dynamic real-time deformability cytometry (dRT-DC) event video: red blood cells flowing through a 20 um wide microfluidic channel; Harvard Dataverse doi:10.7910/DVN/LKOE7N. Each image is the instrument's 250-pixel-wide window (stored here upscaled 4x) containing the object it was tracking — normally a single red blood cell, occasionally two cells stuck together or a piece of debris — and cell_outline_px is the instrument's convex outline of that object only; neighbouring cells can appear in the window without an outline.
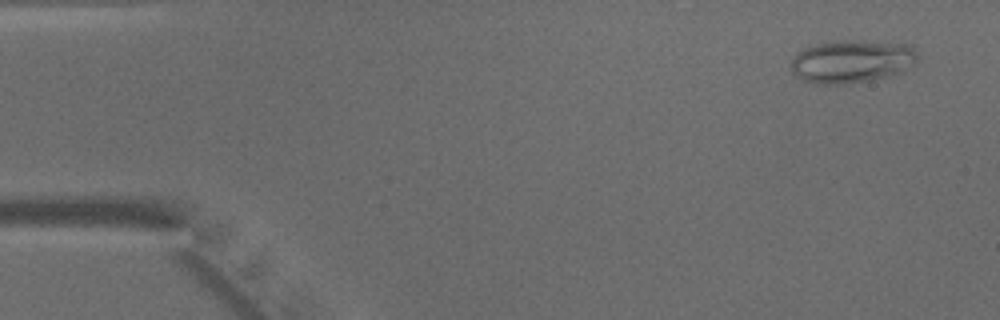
{"species": "common noctule bat (a hibernating species)", "species_latin": "Nyctalus noctula", "temperature_condition": "warm", "stored_images_in_passage": 47, "camera_frame_rate_fps": 3000, "um_per_image_px": 0.085, "animal": {"sex": "male", "body_mass_g": 15.6}, "frame": {"image": 1, "passage_image": 3, "time_ms": 0.667, "image_size_px": [1000, 320], "cell_outline_px": [[920, 56], [916, 64], [900, 72], [888, 76], [872, 80], [844, 84], [816, 84], [804, 80], [796, 76], [792, 72], [792, 56], [804, 48], [812, 44], [844, 40], [856, 40], [908, 44]], "centroid_in_image_um": [72.41, 5.21], "position_along_channel_um": 12.6, "area_um2": 31.91}}
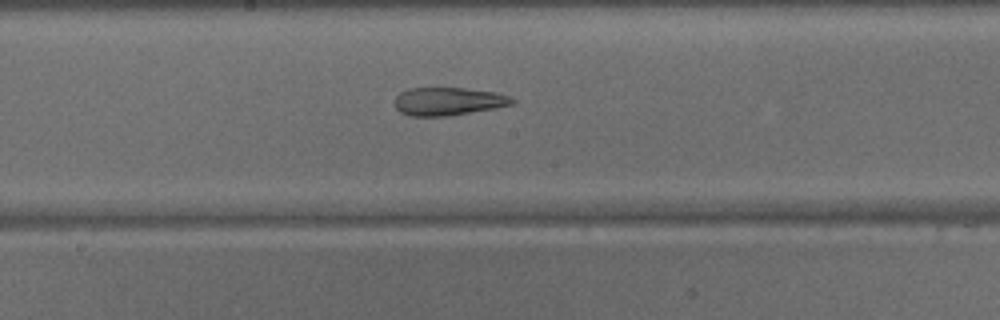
{"frame": {"image": 2, "passage_image": 25, "time_ms": 8.0, "image_size_px": [1000, 320], "cell_outline_px": [[516, 100], [512, 104], [492, 108], [444, 116], [408, 116], [400, 112], [396, 108], [396, 96], [400, 92], [408, 88], [464, 88], [496, 92], [508, 96]], "centroid_in_image_um": [38.06, 8.6], "position_along_channel_um": 210.1, "area_um2": 18.9}}
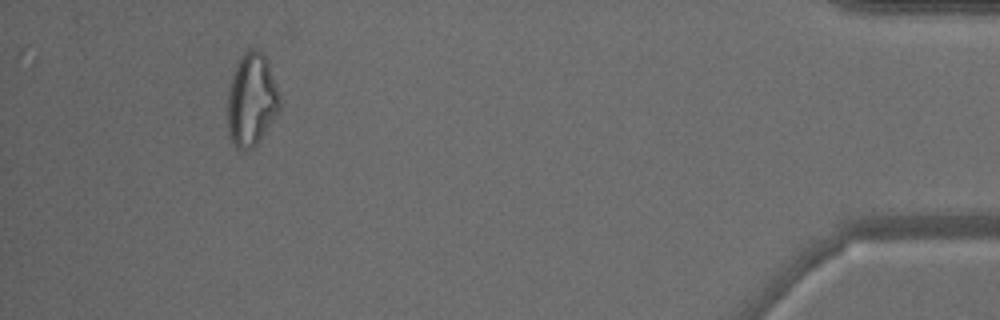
{"frame": {"image": 3, "passage_image": 44, "time_ms": 14.333, "image_size_px": [1000, 320], "cell_outline_px": [[280, 108], [260, 140], [252, 148], [244, 152], [236, 148], [228, 136], [228, 92], [232, 72], [236, 60], [248, 48], [256, 48], [268, 60], [280, 100]], "centroid_in_image_um": [21.35, 8.48], "position_along_channel_um": 413.9, "area_um2": 28.44}}